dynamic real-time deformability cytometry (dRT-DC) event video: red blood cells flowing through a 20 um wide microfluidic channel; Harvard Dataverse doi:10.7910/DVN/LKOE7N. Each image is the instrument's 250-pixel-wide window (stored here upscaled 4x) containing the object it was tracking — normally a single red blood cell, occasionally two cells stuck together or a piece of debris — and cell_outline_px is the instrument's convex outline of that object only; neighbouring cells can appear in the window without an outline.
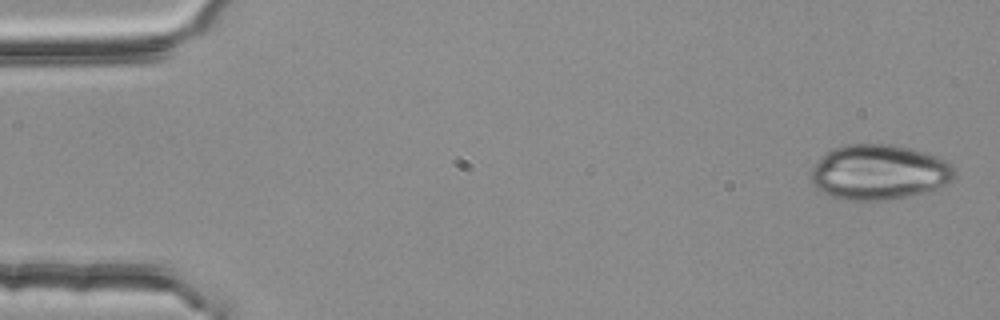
{"species": "common noctule bat (a hibernating species)", "species_latin": "Nyctalus noctula", "temperature_condition": "room temperature", "stored_images_in_passage": 4, "camera_frame_rate_fps": 3000, "um_per_image_px": 0.085, "animal": {"sex": "female", "body_mass_g": 25.1}, "frame": {"image": 1, "passage_image": 1, "time_ms": 0.0, "image_size_px": [1000, 320], "cell_outline_px": [[956, 176], [952, 180], [936, 188], [924, 192], [908, 196], [888, 200], [840, 200], [828, 196], [816, 188], [812, 184], [808, 176], [812, 168], [832, 148], [848, 144], [892, 144], [924, 152], [936, 156], [952, 164], [956, 172]], "centroid_in_image_um": [74.68, 14.65], "position_along_channel_um": 10.3, "area_um2": 46.3}}